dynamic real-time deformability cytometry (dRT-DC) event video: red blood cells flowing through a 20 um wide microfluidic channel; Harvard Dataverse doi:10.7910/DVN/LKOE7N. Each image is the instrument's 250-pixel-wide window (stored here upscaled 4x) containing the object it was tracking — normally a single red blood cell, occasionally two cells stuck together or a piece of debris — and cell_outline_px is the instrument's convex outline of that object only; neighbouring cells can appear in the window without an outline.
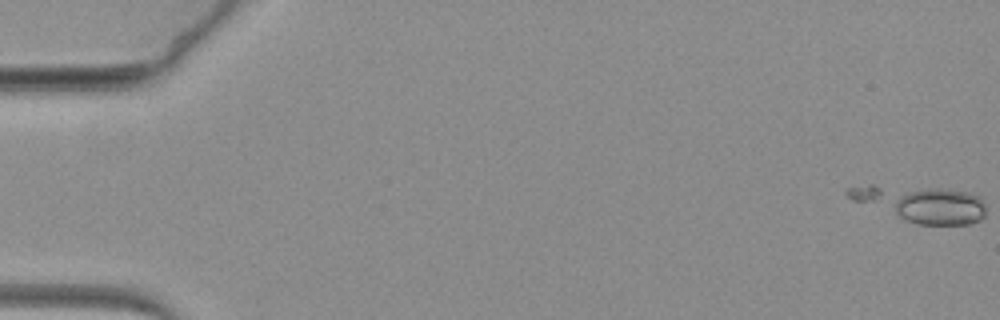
{"species": "common noctule bat (a hibernating species)", "species_latin": "Nyctalus noctula", "temperature_condition": "warm", "stored_images_in_passage": 4, "camera_frame_rate_fps": 3000, "um_per_image_px": 0.085, "animal": {"sex": "female", "body_mass_g": 19.3, "forearm_length_mm": 54.1}, "frame": {"image": 1, "passage_image": 1, "time_ms": 0.0, "image_size_px": [1000, 320], "cell_outline_px": [[984, 216], [980, 220], [968, 224], [916, 224], [900, 216], [896, 212], [896, 200], [912, 192], [964, 192], [980, 196], [984, 204]], "centroid_in_image_um": [79.97, 17.67], "position_along_channel_um": 5.0, "area_um2": 18.32}}